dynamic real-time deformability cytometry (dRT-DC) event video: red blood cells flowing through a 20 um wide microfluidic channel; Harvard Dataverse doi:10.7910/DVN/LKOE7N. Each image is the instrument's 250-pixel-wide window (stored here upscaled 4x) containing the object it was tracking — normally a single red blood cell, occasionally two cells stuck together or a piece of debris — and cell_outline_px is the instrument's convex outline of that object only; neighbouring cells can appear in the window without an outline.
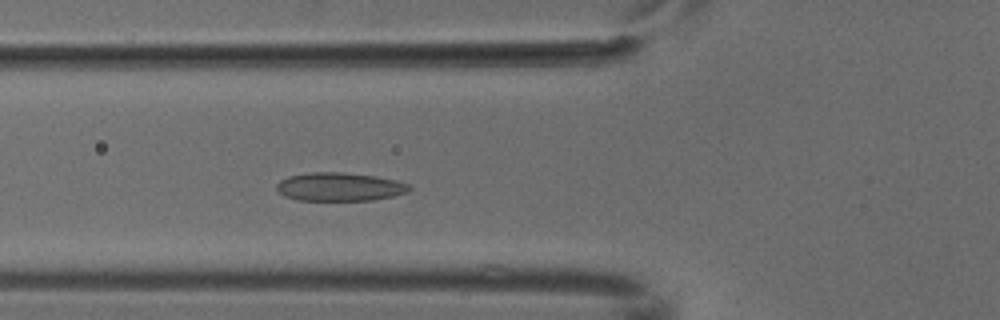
{"species": "common noctule bat (a hibernating species)", "species_latin": "Nyctalus noctula", "temperature_condition": "cold", "stored_images_in_passage": 4, "camera_frame_rate_fps": 3000, "um_per_image_px": 0.085, "animal": {"sex": "male", "body_mass_g": 18.8}, "frame": {"image": 1, "passage_image": 4, "time_ms": 1.0, "image_size_px": [1000, 320], "cell_outline_px": [[412, 188], [408, 192], [392, 196], [372, 200], [296, 200], [284, 196], [276, 188], [276, 184], [280, 180], [288, 176], [312, 172], [344, 172], [376, 176], [396, 180], [408, 184]], "centroid_in_image_um": [28.86, 15.87], "position_along_channel_um": 96.9, "area_um2": 22.02}}